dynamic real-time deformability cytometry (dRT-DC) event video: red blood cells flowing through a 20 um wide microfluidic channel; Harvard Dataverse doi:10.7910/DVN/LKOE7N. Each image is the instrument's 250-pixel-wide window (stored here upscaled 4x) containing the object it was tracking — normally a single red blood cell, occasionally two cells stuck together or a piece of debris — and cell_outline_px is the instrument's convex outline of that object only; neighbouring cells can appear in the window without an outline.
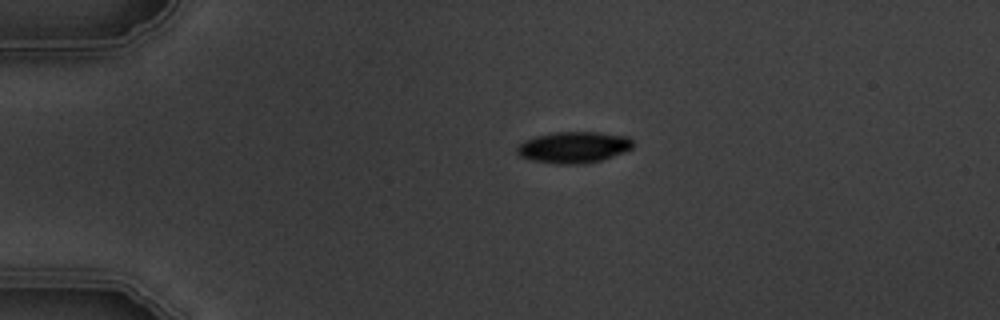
{"species": "common noctule bat (a hibernating species)", "species_latin": "Nyctalus noctula", "temperature_condition": "warm", "stored_images_in_passage": 5, "camera_frame_rate_fps": 3000, "um_per_image_px": 0.085, "animal": {"sex": "male", "body_mass_g": 19.5, "forearm_length_mm": 54.6}, "frame": {"image": 1, "passage_image": 1, "time_ms": 0.0, "image_size_px": [1000, 320], "cell_outline_px": [[636, 144], [632, 148], [624, 152], [600, 160], [576, 164], [556, 164], [532, 160], [520, 156], [516, 152], [516, 148], [524, 140], [536, 136], [556, 132], [596, 132], [628, 136]], "centroid_in_image_um": [48.77, 12.51], "position_along_channel_um": 36.2, "area_um2": 21.1}}
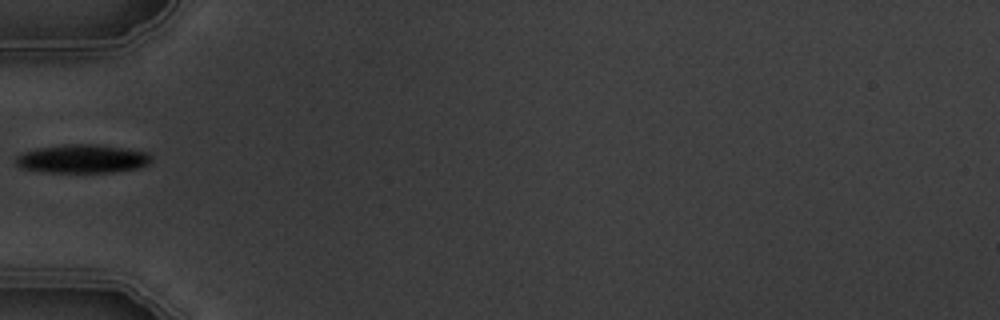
{"frame": {"image": 2, "passage_image": 3, "time_ms": 2.333, "image_size_px": [1000, 320], "cell_outline_px": [[152, 160], [148, 164], [140, 168], [112, 172], [48, 172], [24, 168], [16, 164], [16, 156], [24, 152], [36, 148], [64, 144], [96, 144], [148, 152], [152, 156]], "centroid_in_image_um": [7.04, 13.49], "position_along_channel_um": 78.0, "area_um2": 22.48}}
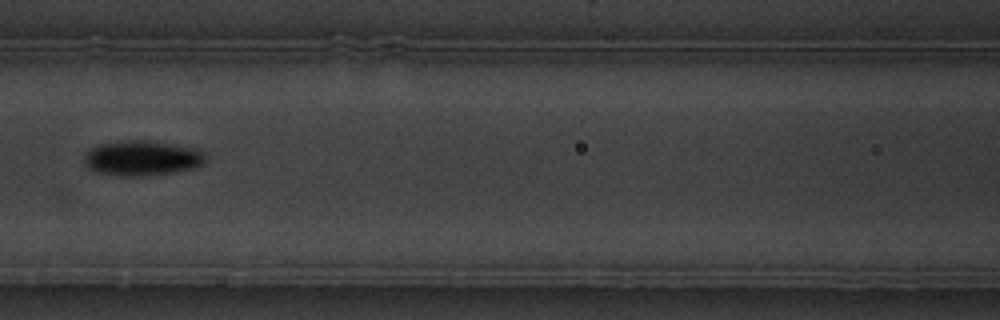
{"frame": {"image": 3, "passage_image": 5, "time_ms": 4.333, "image_size_px": [1000, 320], "cell_outline_px": [[204, 160], [200, 164], [192, 168], [172, 172], [144, 176], [120, 176], [96, 172], [88, 168], [84, 164], [84, 156], [88, 148], [100, 144], [116, 140], [152, 140], [196, 148], [204, 152]], "centroid_in_image_um": [12.0, 13.42], "position_along_channel_um": 154.6, "area_um2": 25.03}}